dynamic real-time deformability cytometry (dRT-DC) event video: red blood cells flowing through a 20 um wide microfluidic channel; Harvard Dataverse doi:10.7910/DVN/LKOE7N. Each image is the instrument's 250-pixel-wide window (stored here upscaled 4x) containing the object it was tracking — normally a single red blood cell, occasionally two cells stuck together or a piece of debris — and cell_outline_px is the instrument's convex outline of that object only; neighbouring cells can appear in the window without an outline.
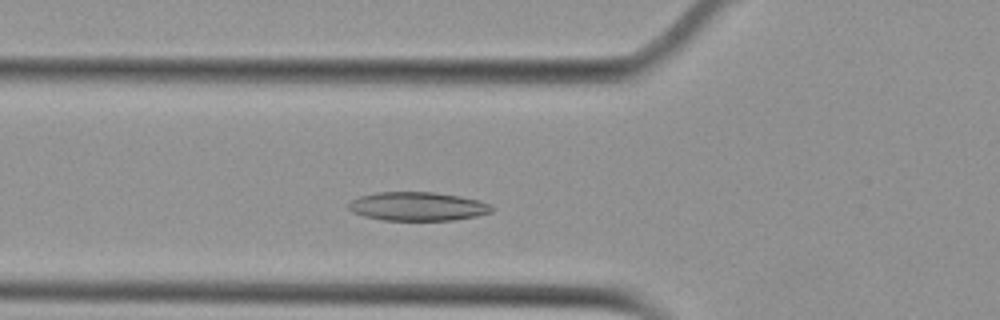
{"species": "Egyptian fruit bat (a non-hibernating species)", "species_latin": "Rousettus aegyptiacus", "temperature_condition": "cold", "stored_images_in_passage": 35, "camera_frame_rate_fps": 3000, "um_per_image_px": 0.085, "animal": {"sex": "female"}, "frame": {"image": 1, "passage_image": 9, "time_ms": 2.667, "image_size_px": [1000, 320], "cell_outline_px": [[496, 208], [492, 212], [476, 216], [452, 220], [384, 220], [364, 216], [352, 212], [348, 208], [348, 204], [352, 200], [360, 196], [376, 192], [436, 192], [460, 196], [480, 200]], "centroid_in_image_um": [35.52, 17.54], "position_along_channel_um": 90.3, "area_um2": 24.04}}
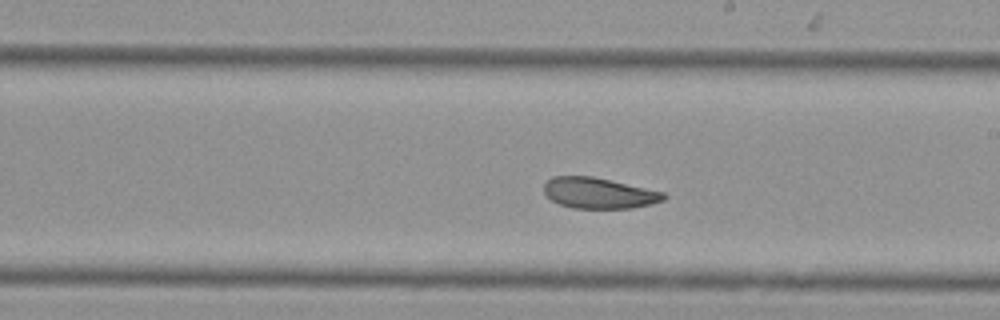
{"frame": {"image": 2, "passage_image": 21, "time_ms": 6.667, "image_size_px": [1000, 320], "cell_outline_px": [[668, 196], [664, 200], [652, 204], [632, 208], [572, 208], [560, 204], [552, 200], [544, 192], [544, 184], [552, 176], [592, 176], [664, 192]], "centroid_in_image_um": [50.92, 16.41], "position_along_channel_um": 238.1, "area_um2": 21.44}}
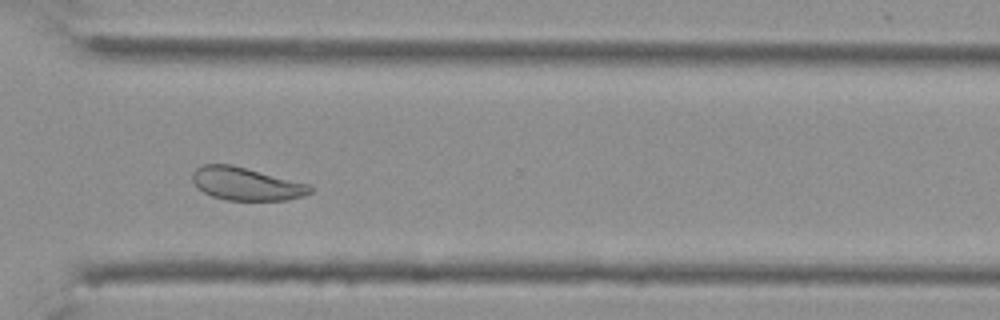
{"frame": {"image": 3, "passage_image": 30, "time_ms": 9.667, "image_size_px": [1000, 320], "cell_outline_px": [[312, 192], [304, 196], [288, 200], [228, 200], [212, 196], [196, 188], [192, 180], [192, 172], [196, 168], [204, 164], [232, 164], [312, 184]], "centroid_in_image_um": [20.95, 15.62], "position_along_channel_um": 349.6, "area_um2": 22.95}, "authors_computed_cell_mechanics": {"area_um2": 23.2934, "velocity_mm_per_s": 3.7129, "shape_relaxation_time_tau1_ms": 6.3819, "shape_relaxation_time_tau2_ms": 2.8481, "deformation_change_tau1": 0.1338, "deformation_change_tau2": 0.084}}